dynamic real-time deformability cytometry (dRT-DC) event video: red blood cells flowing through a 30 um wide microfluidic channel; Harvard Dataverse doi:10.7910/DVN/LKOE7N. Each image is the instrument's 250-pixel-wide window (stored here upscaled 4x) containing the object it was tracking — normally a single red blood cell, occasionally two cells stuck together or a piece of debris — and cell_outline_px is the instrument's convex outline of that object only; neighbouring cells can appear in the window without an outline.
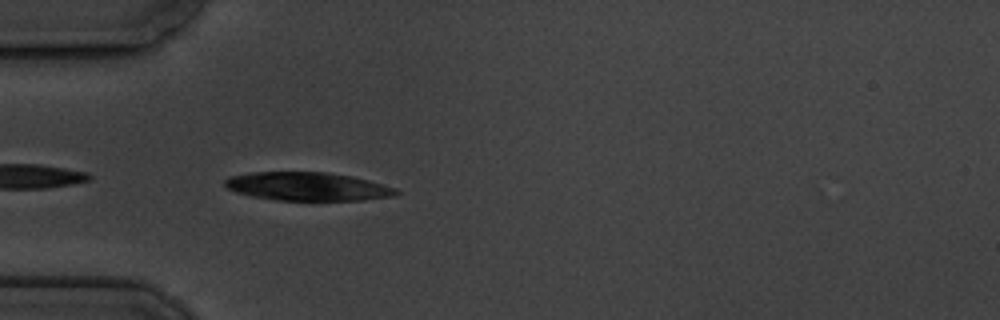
{"species": "common noctule bat (a hibernating species)", "species_latin": "Nyctalus noctula", "temperature_condition": "cold", "stored_images_in_passage": 3, "camera_frame_rate_fps": 3000, "um_per_image_px": 0.085, "animal": {"sex": "male", "body_mass_g": 19.5, "forearm_length_mm": 54.6}, "frame": {"image": 1, "passage_image": 3, "time_ms": 2.333, "image_size_px": [1000, 320], "cell_outline_px": [[400, 192], [396, 196], [360, 200], [276, 200], [252, 196], [236, 192], [228, 188], [224, 184], [224, 180], [228, 176], [252, 172], [324, 172], [352, 176], [368, 180], [396, 188]], "centroid_in_image_um": [26.13, 15.85], "position_along_channel_um": 58.9, "area_um2": 28.32}}